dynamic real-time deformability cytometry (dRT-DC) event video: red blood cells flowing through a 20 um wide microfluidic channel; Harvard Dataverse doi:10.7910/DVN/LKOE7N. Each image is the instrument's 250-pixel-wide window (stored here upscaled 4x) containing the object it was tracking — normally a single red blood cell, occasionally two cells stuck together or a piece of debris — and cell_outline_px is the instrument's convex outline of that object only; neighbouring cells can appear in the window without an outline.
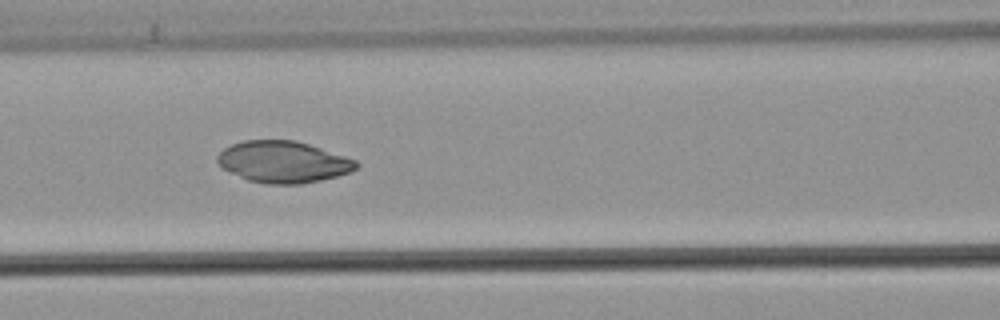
{"species": "common noctule bat (a hibernating species)", "species_latin": "Nyctalus noctula", "temperature_condition": "warm", "stored_images_in_passage": 53, "camera_frame_rate_fps": 3000, "um_per_image_px": 0.085, "animal": {"sex": "male", "body_mass_g": 21.5, "forearm_length_mm": 52.0}, "frame": {"image": 1, "passage_image": 23, "time_ms": 7.333, "image_size_px": [1000, 320], "cell_outline_px": [[360, 164], [352, 172], [320, 180], [300, 184], [264, 184], [248, 180], [216, 164], [216, 156], [224, 148], [232, 144], [244, 140], [296, 140], [356, 160]], "centroid_in_image_um": [24.06, 13.76], "position_along_channel_um": 142.5, "area_um2": 33.52}}
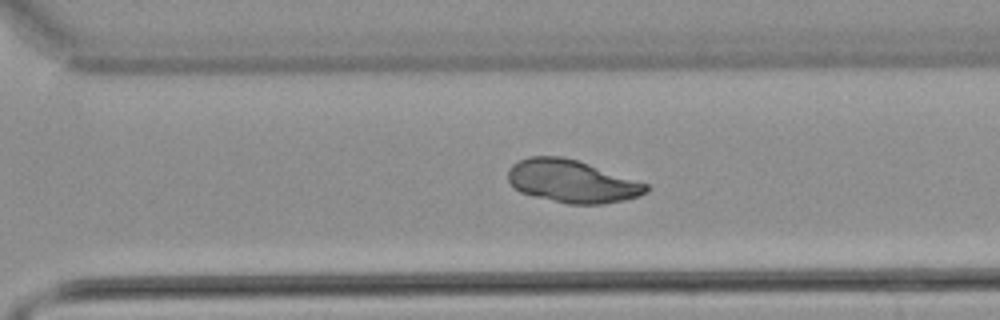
{"frame": {"image": 2, "passage_image": 37, "time_ms": 12.0, "image_size_px": [1000, 320], "cell_outline_px": [[652, 188], [648, 192], [640, 196], [624, 200], [604, 204], [568, 204], [532, 196], [520, 192], [508, 180], [508, 168], [512, 164], [528, 156], [564, 156], [648, 184]], "centroid_in_image_um": [48.62, 15.42], "position_along_channel_um": 322.0, "area_um2": 34.39}}
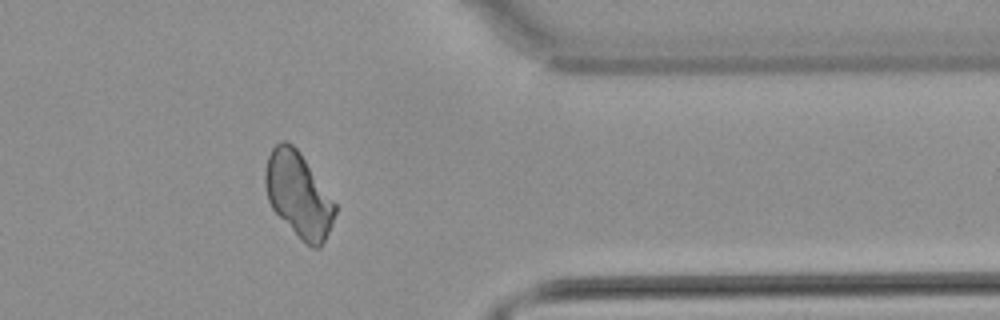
{"frame": {"image": 3, "passage_image": 43, "time_ms": 14.0, "image_size_px": [1000, 320], "cell_outline_px": [[336, 212], [332, 224], [320, 248], [312, 248], [304, 244], [300, 240], [272, 208], [268, 200], [264, 184], [264, 172], [268, 156], [272, 148], [280, 140], [284, 140], [292, 144], [300, 152], [336, 204]], "centroid_in_image_um": [25.35, 16.56], "position_along_channel_um": 386.0, "area_um2": 34.51}}